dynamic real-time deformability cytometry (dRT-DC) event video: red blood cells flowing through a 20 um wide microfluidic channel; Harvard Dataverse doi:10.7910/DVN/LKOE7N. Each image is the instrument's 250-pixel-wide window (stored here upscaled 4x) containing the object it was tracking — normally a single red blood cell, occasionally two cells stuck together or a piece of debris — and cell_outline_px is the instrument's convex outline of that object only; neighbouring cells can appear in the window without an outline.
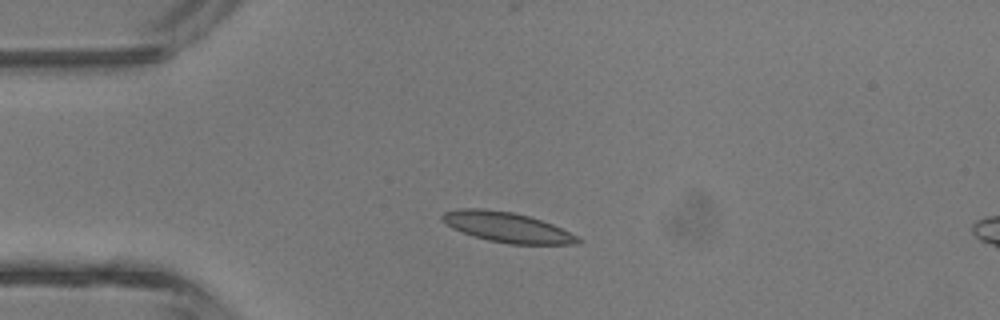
{"species": "common noctule bat (a hibernating species)", "species_latin": "Nyctalus noctula", "temperature_condition": "room temperature", "stored_images_in_passage": 4, "camera_frame_rate_fps": 3000, "um_per_image_px": 0.085, "animal": {"sex": "male", "body_mass_g": 13.3}, "frame": {"image": 1, "passage_image": 3, "time_ms": 2.333, "image_size_px": [1000, 320], "cell_outline_px": [[584, 240], [572, 244], [508, 244], [488, 240], [452, 228], [440, 220], [440, 216], [444, 212], [460, 208], [480, 208], [512, 212], [528, 216], [552, 224]], "centroid_in_image_um": [43.05, 19.3], "position_along_channel_um": 41.9, "area_um2": 23.47}}
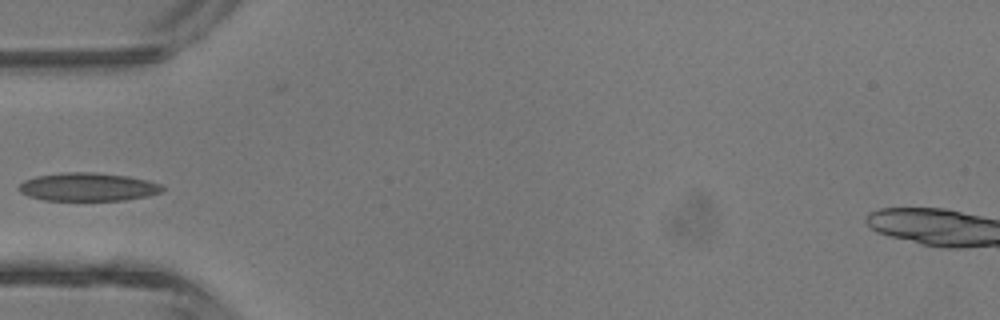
{"frame": {"image": 2, "passage_image": 4, "time_ms": 3.667, "image_size_px": [1000, 320], "cell_outline_px": [[164, 188], [160, 192], [148, 196], [124, 200], [44, 200], [28, 196], [20, 192], [16, 188], [24, 180], [36, 176], [64, 172], [92, 172], [128, 176], [148, 180], [160, 184]], "centroid_in_image_um": [7.44, 15.88], "position_along_channel_um": 77.6, "area_um2": 23.64}}